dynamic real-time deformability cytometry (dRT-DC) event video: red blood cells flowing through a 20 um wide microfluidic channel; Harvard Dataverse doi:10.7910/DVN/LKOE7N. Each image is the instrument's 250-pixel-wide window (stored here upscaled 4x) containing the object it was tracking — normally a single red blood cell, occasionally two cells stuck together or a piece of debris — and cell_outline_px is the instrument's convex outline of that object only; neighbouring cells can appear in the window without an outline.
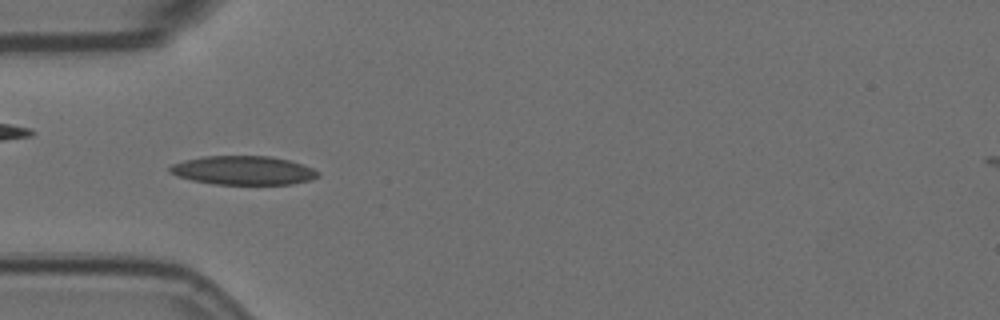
{"species": "Egyptian fruit bat (a non-hibernating species)", "species_latin": "Rousettus aegyptiacus", "temperature_condition": "room temperature", "stored_images_in_passage": 5, "camera_frame_rate_fps": 3000, "um_per_image_px": 0.085, "animal": {"sex": "female"}, "frame": {"image": 1, "passage_image": 4, "time_ms": 1.0, "image_size_px": [1000, 320], "cell_outline_px": [[320, 176], [312, 180], [292, 184], [216, 184], [192, 180], [176, 176], [168, 172], [168, 168], [172, 164], [184, 160], [204, 156], [268, 156], [288, 160], [304, 164], [320, 172]], "centroid_in_image_um": [20.69, 14.48], "position_along_channel_um": 64.3, "area_um2": 25.03}}
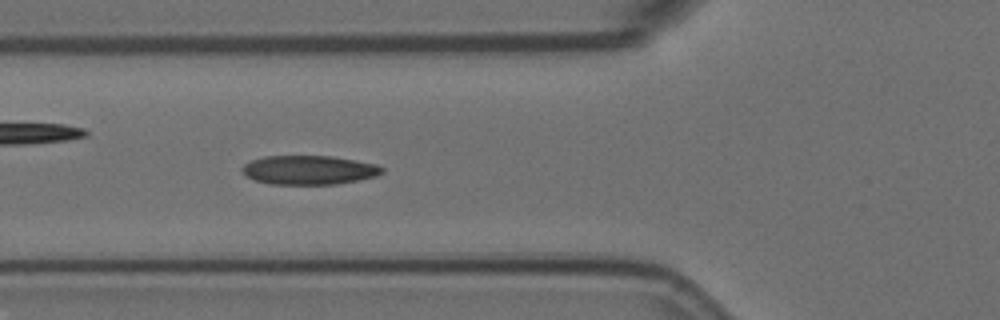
{"frame": {"image": 2, "passage_image": 5, "time_ms": 1.333, "image_size_px": [1000, 320], "cell_outline_px": [[384, 172], [376, 176], [336, 184], [268, 184], [244, 176], [240, 172], [240, 168], [244, 164], [252, 160], [264, 156], [332, 156], [376, 164], [384, 168]], "centroid_in_image_um": [26.21, 14.45], "position_along_channel_um": 99.6, "area_um2": 23.76}}